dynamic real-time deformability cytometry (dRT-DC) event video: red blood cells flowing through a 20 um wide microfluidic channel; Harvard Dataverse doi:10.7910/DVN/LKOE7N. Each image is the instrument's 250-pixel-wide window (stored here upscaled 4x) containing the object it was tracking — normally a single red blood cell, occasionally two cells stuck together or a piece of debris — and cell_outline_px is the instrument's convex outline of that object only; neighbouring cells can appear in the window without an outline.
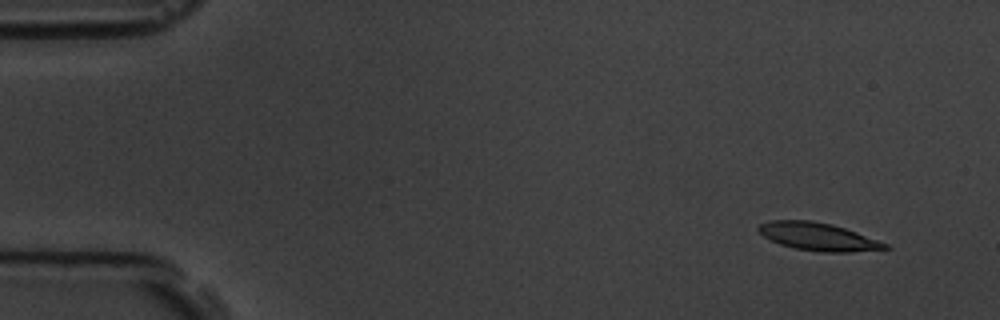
{"species": "common noctule bat (a hibernating species)", "species_latin": "Nyctalus noctula", "temperature_condition": "room temperature", "stored_images_in_passage": 6, "segment_of_instrument_passage": [2, 2], "camera_frame_rate_fps": 3000, "um_per_image_px": 0.085, "animal": {"sex": "male", "body_mass_g": 19.5, "forearm_length_mm": 54.6}, "frame": {"image": 1, "passage_image": 6, "time_ms": 6.667, "image_size_px": [1000, 320], "cell_outline_px": [[892, 248], [852, 252], [824, 252], [796, 248], [780, 244], [764, 236], [756, 228], [760, 224], [768, 220], [812, 220], [832, 224], [856, 232], [888, 244]], "centroid_in_image_um": [69.54, 20.1], "position_along_channel_um": 15.5, "area_um2": 20.35}}